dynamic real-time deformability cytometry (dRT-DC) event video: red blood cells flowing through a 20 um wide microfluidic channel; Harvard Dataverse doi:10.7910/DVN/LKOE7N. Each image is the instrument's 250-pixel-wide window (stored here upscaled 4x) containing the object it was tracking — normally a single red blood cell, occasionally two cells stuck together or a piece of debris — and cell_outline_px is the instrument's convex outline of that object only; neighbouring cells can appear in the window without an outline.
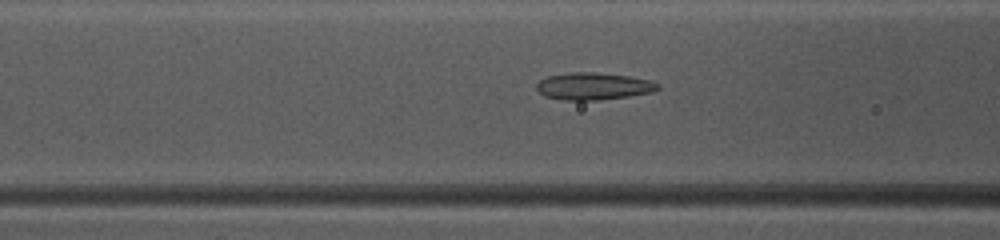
{"species": "common noctule bat (a hibernating species)", "species_latin": "Nyctalus noctula", "temperature_condition": "warm", "stored_images_in_passage": 44, "camera_frame_rate_fps": 3000, "um_per_image_px": 0.085, "animal": {"sex": "female", "body_mass_g": 10.0, "forearm_length_mm": 53.1}, "frame": {"image": 1, "passage_image": 15, "time_ms": 4.667, "image_size_px": [1000, 240], "cell_outline_px": [[660, 88], [652, 92], [628, 96], [596, 100], [564, 100], [544, 96], [536, 88], [536, 84], [540, 80], [548, 76], [568, 72], [588, 72], [628, 76], [652, 80], [660, 84]], "centroid_in_image_um": [50.45, 7.32], "position_along_channel_um": 116.2, "area_um2": 19.13}}
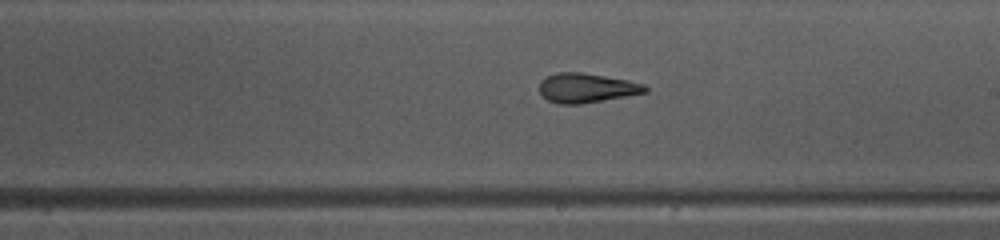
{"frame": {"image": 2, "passage_image": 24, "time_ms": 7.667, "image_size_px": [1000, 240], "cell_outline_px": [[648, 92], [580, 104], [560, 104], [548, 100], [540, 92], [540, 80], [556, 72], [584, 72], [628, 80], [644, 84], [648, 88]], "centroid_in_image_um": [49.86, 7.46], "position_along_channel_um": 239.1, "area_um2": 18.09}}
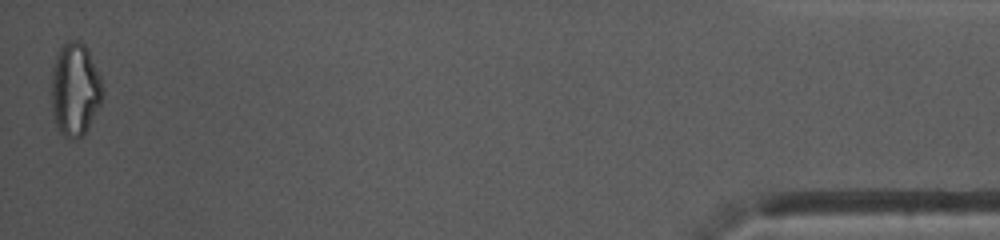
{"frame": {"image": 3, "passage_image": 44, "time_ms": 14.333, "image_size_px": [1000, 240], "cell_outline_px": [[104, 96], [84, 136], [76, 140], [64, 136], [56, 128], [52, 112], [52, 68], [56, 56], [60, 48], [68, 40], [80, 40], [88, 48], [100, 76], [104, 88]], "centroid_in_image_um": [6.39, 7.61], "position_along_channel_um": 428.8, "area_um2": 28.21}, "authors_computed_cell_mechanics": {"area_um2": 19.5075, "velocity_mm_per_s": 4.0901, "shape_relaxation_time_tau1_ms": null, "shape_relaxation_time_tau2_ms": 1.8413, "deformation_change_tau1": null, "deformation_change_tau2": 0.0894}}